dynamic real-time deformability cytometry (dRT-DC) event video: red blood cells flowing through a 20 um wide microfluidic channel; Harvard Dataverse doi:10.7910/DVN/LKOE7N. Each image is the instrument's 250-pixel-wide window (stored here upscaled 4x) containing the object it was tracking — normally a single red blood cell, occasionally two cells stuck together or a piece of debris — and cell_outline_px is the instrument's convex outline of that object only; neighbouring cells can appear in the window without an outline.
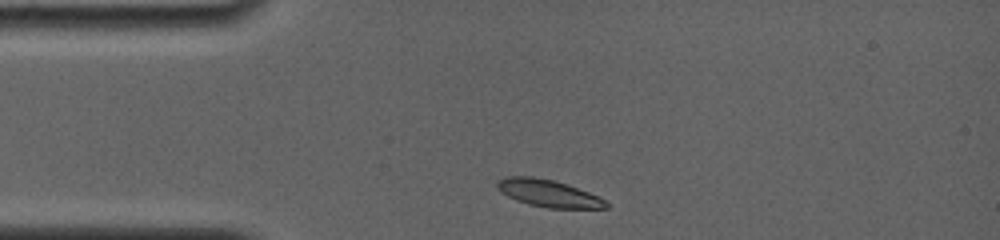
{"species": "common noctule bat (a hibernating species)", "species_latin": "Nyctalus noctula", "temperature_condition": "room temperature", "stored_images_in_passage": 57, "camera_frame_rate_fps": 4000, "um_per_image_px": 0.085, "animal": {"sex": "female", "body_mass_g": 19.0, "forearm_length_mm": 56.7}, "frame": {"image": 1, "passage_image": 1, "time_ms": 0.0, "image_size_px": [1000, 240], "cell_outline_px": [[608, 208], [544, 208], [528, 204], [516, 200], [500, 192], [496, 188], [496, 180], [504, 176], [532, 176], [556, 180], [568, 184], [588, 192], [604, 200], [608, 204]], "centroid_in_image_um": [46.54, 16.41], "position_along_channel_um": 38.5, "area_um2": 17.46}}
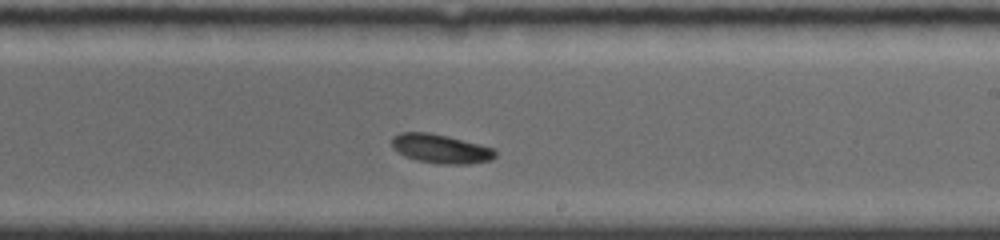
{"frame": {"image": 2, "passage_image": 31, "time_ms": 6.25, "image_size_px": [1000, 240], "cell_outline_px": [[496, 156], [492, 160], [468, 164], [436, 164], [416, 160], [404, 156], [392, 148], [392, 136], [400, 132], [428, 132], [448, 136], [496, 148]], "centroid_in_image_um": [37.47, 12.64], "position_along_channel_um": 251.5, "area_um2": 17.8}}
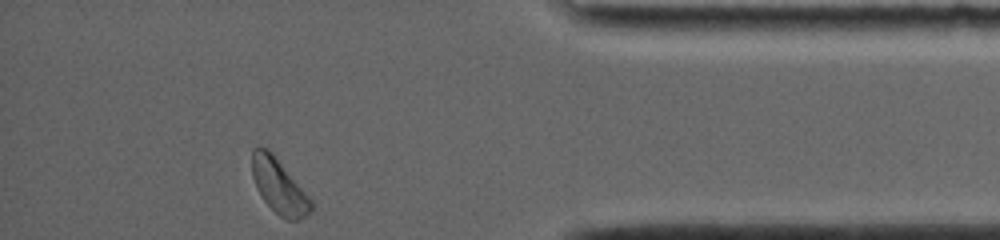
{"frame": {"image": 3, "passage_image": 56, "time_ms": 11.0, "image_size_px": [1000, 240], "cell_outline_px": [[312, 212], [296, 220], [288, 220], [280, 216], [264, 200], [252, 176], [252, 148], [268, 148], [272, 152], [312, 200]], "centroid_in_image_um": [23.72, 15.82], "position_along_channel_um": 411.5, "area_um2": 18.32}, "authors_computed_cell_mechanics": {"area_um2": 17.8602, "velocity_mm_per_s": 3.7913, "shape_relaxation_time_tau1_ms": 2.939, "shape_relaxation_time_tau2_ms": null, "deformation_change_tau1": 0.1116, "deformation_change_tau2": null}}